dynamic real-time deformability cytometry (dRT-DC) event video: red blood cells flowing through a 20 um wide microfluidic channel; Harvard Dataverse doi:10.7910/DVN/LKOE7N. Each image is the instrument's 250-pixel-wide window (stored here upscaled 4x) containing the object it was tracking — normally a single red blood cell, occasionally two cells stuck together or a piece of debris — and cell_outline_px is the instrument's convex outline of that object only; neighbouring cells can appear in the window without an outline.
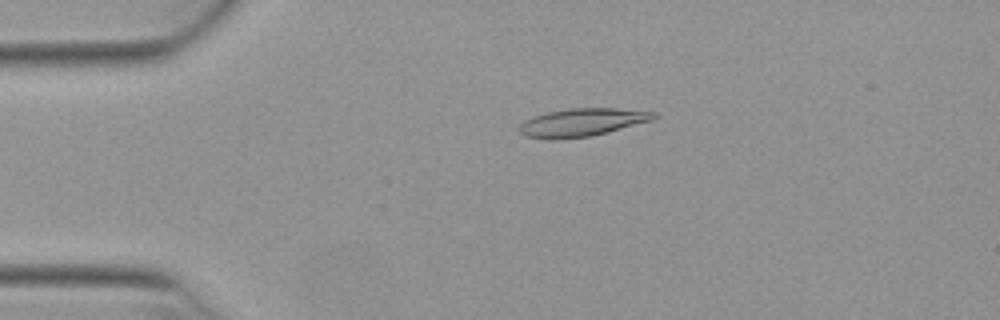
{"species": "Egyptian fruit bat (a non-hibernating species)", "species_latin": "Rousettus aegyptiacus", "temperature_condition": "warm", "stored_images_in_passage": 51, "camera_frame_rate_fps": 3000, "um_per_image_px": 0.085, "animal": {"sex": "female"}, "frame": {"image": 1, "passage_image": 11, "time_ms": 3.333, "image_size_px": [1000, 320], "cell_outline_px": [[660, 116], [652, 120], [608, 132], [592, 136], [556, 140], [544, 140], [524, 136], [520, 132], [520, 124], [524, 120], [532, 116], [548, 112], [568, 108], [616, 108], [656, 112]], "centroid_in_image_um": [49.45, 10.41], "position_along_channel_um": 35.5, "area_um2": 22.25}}
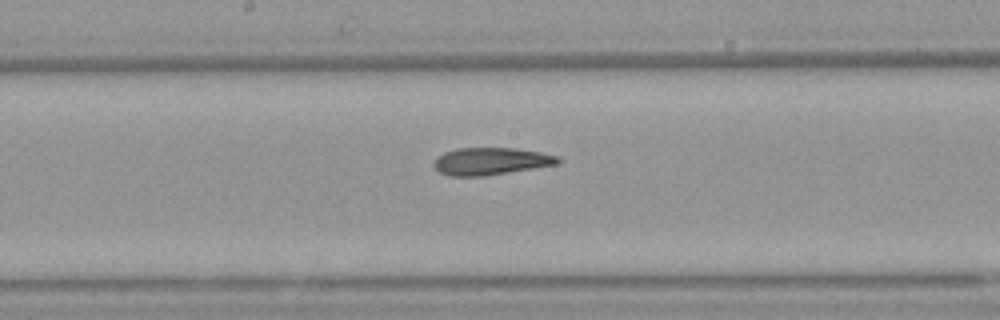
{"frame": {"image": 2, "passage_image": 27, "time_ms": 8.667, "image_size_px": [1000, 320], "cell_outline_px": [[560, 164], [484, 176], [448, 176], [440, 172], [432, 164], [432, 160], [436, 156], [444, 152], [456, 148], [512, 148], [540, 152], [560, 156]], "centroid_in_image_um": [41.69, 13.7], "position_along_channel_um": 206.5, "area_um2": 19.94}}
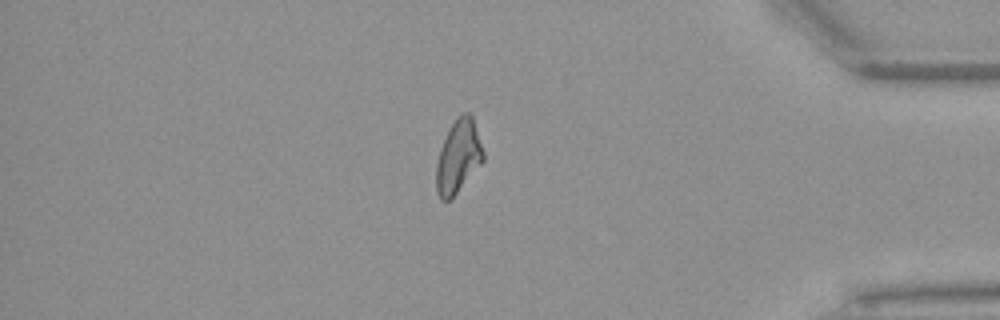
{"frame": {"image": 3, "passage_image": 44, "time_ms": 14.333, "image_size_px": [1000, 320], "cell_outline_px": [[484, 160], [452, 200], [440, 200], [436, 192], [436, 164], [440, 148], [456, 116], [460, 112], [472, 112], [484, 152]], "centroid_in_image_um": [38.96, 13.3], "position_along_channel_um": 396.2, "area_um2": 20.4}, "authors_computed_cell_mechanics": {"area_um2": 20.519, "velocity_mm_per_s": 3.9379, "shape_relaxation_time_tau1_ms": null, "shape_relaxation_time_tau2_ms": 6.2772, "deformation_change_tau1": null, "deformation_change_tau2": 0.1743}}